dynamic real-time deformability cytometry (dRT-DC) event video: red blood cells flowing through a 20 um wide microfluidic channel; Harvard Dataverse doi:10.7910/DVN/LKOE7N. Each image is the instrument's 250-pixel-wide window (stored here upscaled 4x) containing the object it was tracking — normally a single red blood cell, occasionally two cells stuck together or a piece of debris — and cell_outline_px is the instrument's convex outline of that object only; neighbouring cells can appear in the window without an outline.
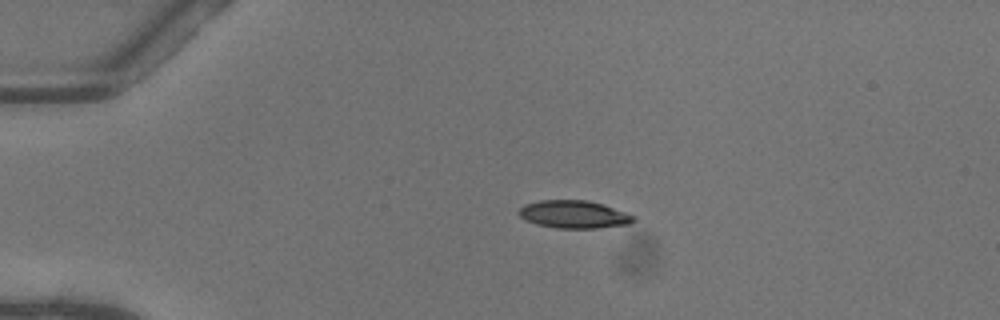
{"species": "common noctule bat (a hibernating species)", "species_latin": "Nyctalus noctula", "temperature_condition": "warm", "stored_images_in_passage": 31, "camera_frame_rate_fps": 3000, "um_per_image_px": 0.085, "animal": {"sex": "female"}, "frame": {"image": 1, "passage_image": 1, "time_ms": 0.0, "image_size_px": [1000, 320], "cell_outline_px": [[636, 220], [628, 224], [596, 228], [556, 228], [536, 224], [524, 220], [516, 212], [524, 204], [540, 200], [584, 200], [600, 204], [624, 212], [632, 216]], "centroid_in_image_um": [48.69, 18.23], "position_along_channel_um": 36.3, "area_um2": 18.32}}
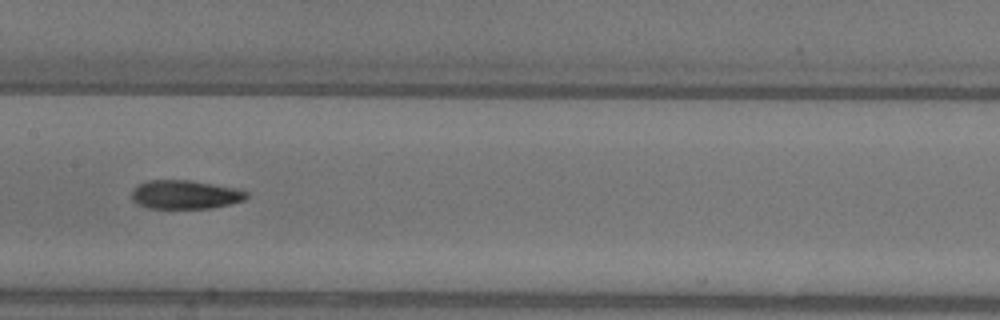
{"frame": {"image": 2, "passage_image": 16, "time_ms": 5.0, "image_size_px": [1000, 320], "cell_outline_px": [[248, 196], [244, 200], [212, 208], [148, 208], [132, 200], [132, 188], [148, 180], [192, 180], [236, 188], [248, 192]], "centroid_in_image_um": [15.74, 16.53], "position_along_channel_um": 191.7, "area_um2": 19.19}}
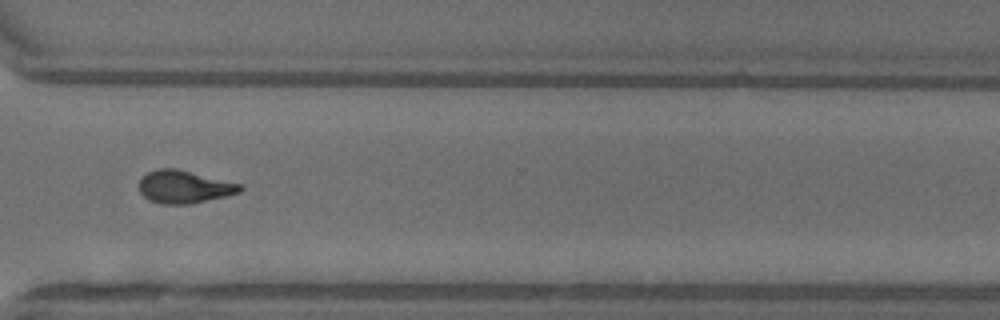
{"frame": {"image": 3, "passage_image": 28, "time_ms": 9.0, "image_size_px": [1000, 320], "cell_outline_px": [[244, 188], [240, 192], [228, 196], [188, 204], [160, 204], [144, 196], [140, 192], [140, 180], [148, 172], [156, 168], [176, 168], [244, 184]], "centroid_in_image_um": [15.72, 15.87], "position_along_channel_um": 354.9, "area_um2": 19.36}, "authors_computed_cell_mechanics": {"area_um2": 19.0162, "velocity_mm_per_s": 4.095, "shape_relaxation_time_tau1_ms": 5.1804, "shape_relaxation_time_tau2_ms": 4.1356, "deformation_change_tau1": 0.1917, "deformation_change_tau2": 0.1221}}